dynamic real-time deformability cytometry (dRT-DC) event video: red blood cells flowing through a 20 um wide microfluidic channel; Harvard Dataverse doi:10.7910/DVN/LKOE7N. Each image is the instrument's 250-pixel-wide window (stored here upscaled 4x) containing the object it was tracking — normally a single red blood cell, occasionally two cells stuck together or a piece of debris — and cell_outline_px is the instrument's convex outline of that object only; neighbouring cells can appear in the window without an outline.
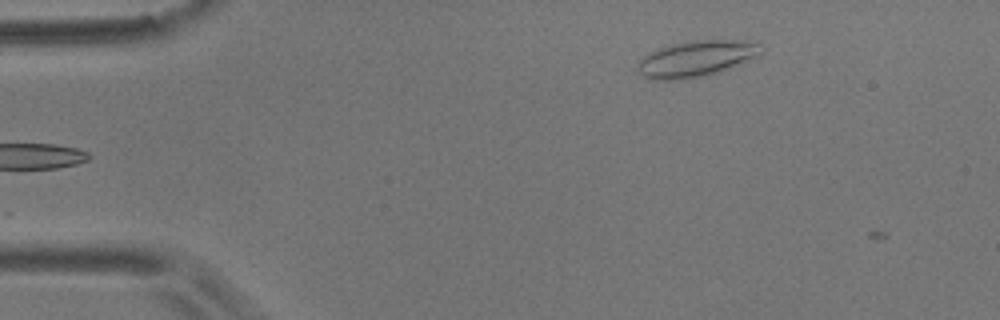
{"species": "common noctule bat (a hibernating species)", "species_latin": "Nyctalus noctula", "temperature_condition": "room temperature", "stored_images_in_passage": 3, "camera_frame_rate_fps": 3000, "um_per_image_px": 0.085, "animal": {"sex": "male", "body_mass_g": 17.9}, "frame": {"image": 1, "passage_image": 2, "time_ms": 0.333, "image_size_px": [1000, 320], "cell_outline_px": [[760, 52], [756, 56], [716, 72], [704, 76], [680, 80], [656, 80], [644, 76], [636, 68], [640, 60], [648, 52], [672, 44], [696, 40], [740, 40], [760, 44]], "centroid_in_image_um": [59.1, 4.99], "position_along_channel_um": 25.9, "area_um2": 25.32}}